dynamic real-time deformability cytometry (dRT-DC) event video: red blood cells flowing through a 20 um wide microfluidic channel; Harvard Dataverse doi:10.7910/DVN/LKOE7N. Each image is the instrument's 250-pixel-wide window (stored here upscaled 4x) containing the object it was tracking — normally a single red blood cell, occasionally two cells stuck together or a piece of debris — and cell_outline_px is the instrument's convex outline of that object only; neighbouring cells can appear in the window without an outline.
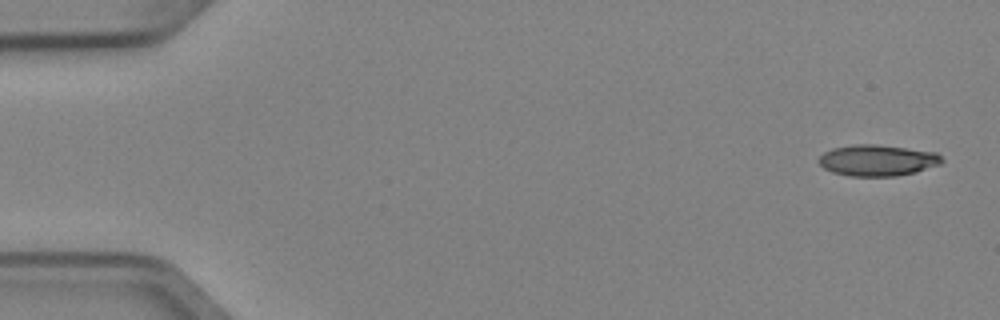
{"species": "Egyptian fruit bat (a non-hibernating species)", "species_latin": "Rousettus aegyptiacus", "temperature_condition": "cold", "stored_images_in_passage": 6, "camera_frame_rate_fps": 3000, "um_per_image_px": 0.085, "animal": {"sex": "female"}, "frame": {"image": 1, "passage_image": 1, "time_ms": 0.0, "image_size_px": [1000, 320], "cell_outline_px": [[944, 160], [940, 164], [916, 172], [896, 176], [848, 176], [832, 172], [824, 168], [816, 160], [824, 152], [832, 148], [856, 144], [876, 144], [936, 152]], "centroid_in_image_um": [74.56, 13.63], "position_along_channel_um": 10.4, "area_um2": 22.43}}
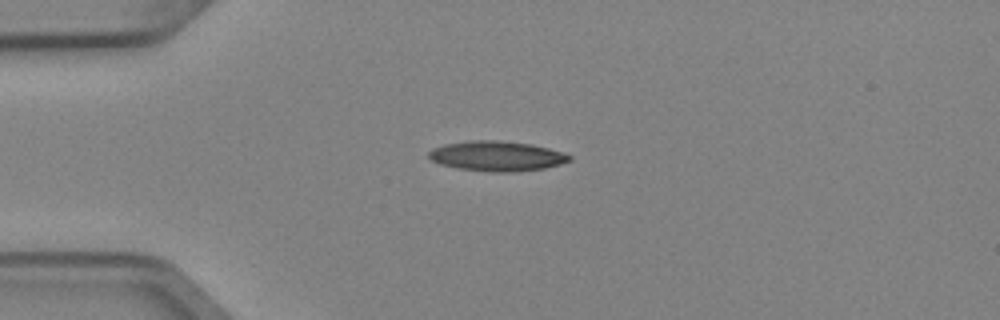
{"frame": {"image": 2, "passage_image": 4, "time_ms": 1.0, "image_size_px": [1000, 320], "cell_outline_px": [[572, 160], [560, 164], [544, 168], [512, 172], [492, 172], [460, 168], [440, 164], [432, 160], [428, 156], [428, 152], [432, 148], [444, 144], [468, 140], [496, 140], [532, 144], [548, 148], [572, 156]], "centroid_in_image_um": [42.21, 13.26], "position_along_channel_um": 42.8, "area_um2": 24.51}}
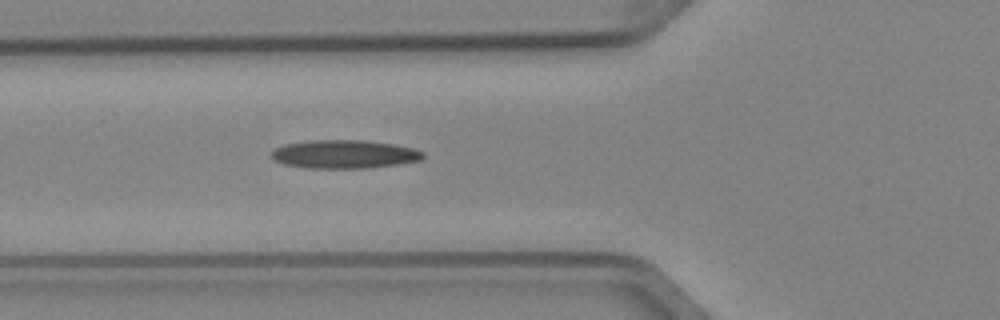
{"frame": {"image": 3, "passage_image": 6, "time_ms": 1.667, "image_size_px": [1000, 320], "cell_outline_px": [[424, 156], [420, 160], [396, 164], [368, 168], [304, 168], [284, 164], [272, 160], [272, 152], [276, 148], [284, 144], [308, 140], [364, 140], [396, 144], [412, 148], [424, 152]], "centroid_in_image_um": [29.24, 13.1], "position_along_channel_um": 96.6, "area_um2": 25.2}}